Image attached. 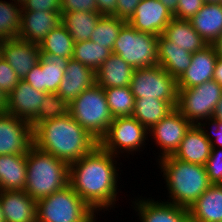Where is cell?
<instances>
[{"label": "cell", "instance_id": "b9f144b4", "mask_svg": "<svg viewBox=\"0 0 222 222\" xmlns=\"http://www.w3.org/2000/svg\"><path fill=\"white\" fill-rule=\"evenodd\" d=\"M22 11H48L61 14V0H27Z\"/></svg>", "mask_w": 222, "mask_h": 222}, {"label": "cell", "instance_id": "ab89813d", "mask_svg": "<svg viewBox=\"0 0 222 222\" xmlns=\"http://www.w3.org/2000/svg\"><path fill=\"white\" fill-rule=\"evenodd\" d=\"M204 5L203 0H179L177 10L173 14L175 19L190 20Z\"/></svg>", "mask_w": 222, "mask_h": 222}, {"label": "cell", "instance_id": "d6986e66", "mask_svg": "<svg viewBox=\"0 0 222 222\" xmlns=\"http://www.w3.org/2000/svg\"><path fill=\"white\" fill-rule=\"evenodd\" d=\"M60 24L59 12L22 11L18 38L39 45L44 37Z\"/></svg>", "mask_w": 222, "mask_h": 222}, {"label": "cell", "instance_id": "c3c4849f", "mask_svg": "<svg viewBox=\"0 0 222 222\" xmlns=\"http://www.w3.org/2000/svg\"><path fill=\"white\" fill-rule=\"evenodd\" d=\"M216 120L222 122V97L220 98L219 102L216 105L214 114L212 116Z\"/></svg>", "mask_w": 222, "mask_h": 222}, {"label": "cell", "instance_id": "ac0fdd59", "mask_svg": "<svg viewBox=\"0 0 222 222\" xmlns=\"http://www.w3.org/2000/svg\"><path fill=\"white\" fill-rule=\"evenodd\" d=\"M218 56L211 44L192 53L191 65L177 79V89L193 88L212 80Z\"/></svg>", "mask_w": 222, "mask_h": 222}, {"label": "cell", "instance_id": "f5cc1de1", "mask_svg": "<svg viewBox=\"0 0 222 222\" xmlns=\"http://www.w3.org/2000/svg\"><path fill=\"white\" fill-rule=\"evenodd\" d=\"M14 2H16L18 5H23L24 3H26L27 0H13Z\"/></svg>", "mask_w": 222, "mask_h": 222}, {"label": "cell", "instance_id": "4fadbf2b", "mask_svg": "<svg viewBox=\"0 0 222 222\" xmlns=\"http://www.w3.org/2000/svg\"><path fill=\"white\" fill-rule=\"evenodd\" d=\"M69 59L53 54H41L36 64L23 79L37 91L57 93Z\"/></svg>", "mask_w": 222, "mask_h": 222}, {"label": "cell", "instance_id": "3957f363", "mask_svg": "<svg viewBox=\"0 0 222 222\" xmlns=\"http://www.w3.org/2000/svg\"><path fill=\"white\" fill-rule=\"evenodd\" d=\"M156 161L165 177L167 202L189 209L212 185L204 165L184 162L172 155Z\"/></svg>", "mask_w": 222, "mask_h": 222}, {"label": "cell", "instance_id": "816d5d0a", "mask_svg": "<svg viewBox=\"0 0 222 222\" xmlns=\"http://www.w3.org/2000/svg\"><path fill=\"white\" fill-rule=\"evenodd\" d=\"M0 222H5L1 203H0Z\"/></svg>", "mask_w": 222, "mask_h": 222}, {"label": "cell", "instance_id": "52a82bcc", "mask_svg": "<svg viewBox=\"0 0 222 222\" xmlns=\"http://www.w3.org/2000/svg\"><path fill=\"white\" fill-rule=\"evenodd\" d=\"M158 36L140 32L126 22L118 33L112 53L134 69L158 65Z\"/></svg>", "mask_w": 222, "mask_h": 222}, {"label": "cell", "instance_id": "83f0119b", "mask_svg": "<svg viewBox=\"0 0 222 222\" xmlns=\"http://www.w3.org/2000/svg\"><path fill=\"white\" fill-rule=\"evenodd\" d=\"M162 35L190 53L200 51L208 45L195 31L189 20L173 18L164 29Z\"/></svg>", "mask_w": 222, "mask_h": 222}, {"label": "cell", "instance_id": "1f68e13d", "mask_svg": "<svg viewBox=\"0 0 222 222\" xmlns=\"http://www.w3.org/2000/svg\"><path fill=\"white\" fill-rule=\"evenodd\" d=\"M112 54L111 49L87 40L75 42L72 58L96 72Z\"/></svg>", "mask_w": 222, "mask_h": 222}, {"label": "cell", "instance_id": "484cf974", "mask_svg": "<svg viewBox=\"0 0 222 222\" xmlns=\"http://www.w3.org/2000/svg\"><path fill=\"white\" fill-rule=\"evenodd\" d=\"M189 21L205 42L212 44L222 35V5L204 3Z\"/></svg>", "mask_w": 222, "mask_h": 222}, {"label": "cell", "instance_id": "836d02e7", "mask_svg": "<svg viewBox=\"0 0 222 222\" xmlns=\"http://www.w3.org/2000/svg\"><path fill=\"white\" fill-rule=\"evenodd\" d=\"M104 91L113 118L132 116L135 97L129 86L105 88Z\"/></svg>", "mask_w": 222, "mask_h": 222}, {"label": "cell", "instance_id": "d590c367", "mask_svg": "<svg viewBox=\"0 0 222 222\" xmlns=\"http://www.w3.org/2000/svg\"><path fill=\"white\" fill-rule=\"evenodd\" d=\"M69 103L57 93H47L41 102L36 117L30 122L34 128L38 123L55 119L69 113Z\"/></svg>", "mask_w": 222, "mask_h": 222}, {"label": "cell", "instance_id": "74e56055", "mask_svg": "<svg viewBox=\"0 0 222 222\" xmlns=\"http://www.w3.org/2000/svg\"><path fill=\"white\" fill-rule=\"evenodd\" d=\"M198 125L204 132L205 137L211 142L212 148H222V122L211 117L202 120Z\"/></svg>", "mask_w": 222, "mask_h": 222}, {"label": "cell", "instance_id": "277c9868", "mask_svg": "<svg viewBox=\"0 0 222 222\" xmlns=\"http://www.w3.org/2000/svg\"><path fill=\"white\" fill-rule=\"evenodd\" d=\"M24 191L36 202L69 185V164L33 146L26 154Z\"/></svg>", "mask_w": 222, "mask_h": 222}, {"label": "cell", "instance_id": "9a60e30c", "mask_svg": "<svg viewBox=\"0 0 222 222\" xmlns=\"http://www.w3.org/2000/svg\"><path fill=\"white\" fill-rule=\"evenodd\" d=\"M136 198V199H135ZM131 205L141 222H189L188 208L167 201L135 197Z\"/></svg>", "mask_w": 222, "mask_h": 222}, {"label": "cell", "instance_id": "bcb514c9", "mask_svg": "<svg viewBox=\"0 0 222 222\" xmlns=\"http://www.w3.org/2000/svg\"><path fill=\"white\" fill-rule=\"evenodd\" d=\"M172 14L177 10L179 0H159Z\"/></svg>", "mask_w": 222, "mask_h": 222}, {"label": "cell", "instance_id": "681fc988", "mask_svg": "<svg viewBox=\"0 0 222 222\" xmlns=\"http://www.w3.org/2000/svg\"><path fill=\"white\" fill-rule=\"evenodd\" d=\"M7 107V95L0 89V112H4Z\"/></svg>", "mask_w": 222, "mask_h": 222}, {"label": "cell", "instance_id": "8d00e7d4", "mask_svg": "<svg viewBox=\"0 0 222 222\" xmlns=\"http://www.w3.org/2000/svg\"><path fill=\"white\" fill-rule=\"evenodd\" d=\"M205 170L211 184H222V148H212L205 163Z\"/></svg>", "mask_w": 222, "mask_h": 222}, {"label": "cell", "instance_id": "f1b7e54d", "mask_svg": "<svg viewBox=\"0 0 222 222\" xmlns=\"http://www.w3.org/2000/svg\"><path fill=\"white\" fill-rule=\"evenodd\" d=\"M174 109L169 102L161 99L135 98L132 117L150 130Z\"/></svg>", "mask_w": 222, "mask_h": 222}, {"label": "cell", "instance_id": "7a4b0ae2", "mask_svg": "<svg viewBox=\"0 0 222 222\" xmlns=\"http://www.w3.org/2000/svg\"><path fill=\"white\" fill-rule=\"evenodd\" d=\"M34 146L71 164L90 153L98 144L70 115L46 120L33 128Z\"/></svg>", "mask_w": 222, "mask_h": 222}, {"label": "cell", "instance_id": "44dd1931", "mask_svg": "<svg viewBox=\"0 0 222 222\" xmlns=\"http://www.w3.org/2000/svg\"><path fill=\"white\" fill-rule=\"evenodd\" d=\"M5 222H37V202L25 191H0Z\"/></svg>", "mask_w": 222, "mask_h": 222}, {"label": "cell", "instance_id": "ee69618b", "mask_svg": "<svg viewBox=\"0 0 222 222\" xmlns=\"http://www.w3.org/2000/svg\"><path fill=\"white\" fill-rule=\"evenodd\" d=\"M98 13L101 15H113L116 9L117 0H95Z\"/></svg>", "mask_w": 222, "mask_h": 222}, {"label": "cell", "instance_id": "5bb4252c", "mask_svg": "<svg viewBox=\"0 0 222 222\" xmlns=\"http://www.w3.org/2000/svg\"><path fill=\"white\" fill-rule=\"evenodd\" d=\"M173 18L159 0H141L128 23L140 32L159 36Z\"/></svg>", "mask_w": 222, "mask_h": 222}, {"label": "cell", "instance_id": "5b68a950", "mask_svg": "<svg viewBox=\"0 0 222 222\" xmlns=\"http://www.w3.org/2000/svg\"><path fill=\"white\" fill-rule=\"evenodd\" d=\"M72 118L96 140L107 133L113 121L104 89L95 83L69 104Z\"/></svg>", "mask_w": 222, "mask_h": 222}, {"label": "cell", "instance_id": "cb8c5ba5", "mask_svg": "<svg viewBox=\"0 0 222 222\" xmlns=\"http://www.w3.org/2000/svg\"><path fill=\"white\" fill-rule=\"evenodd\" d=\"M158 65L176 80L191 65L192 53L183 50L166 39L162 34L158 36Z\"/></svg>", "mask_w": 222, "mask_h": 222}, {"label": "cell", "instance_id": "7dc6e473", "mask_svg": "<svg viewBox=\"0 0 222 222\" xmlns=\"http://www.w3.org/2000/svg\"><path fill=\"white\" fill-rule=\"evenodd\" d=\"M211 45L215 49L216 55L219 58H222V35L218 39H216Z\"/></svg>", "mask_w": 222, "mask_h": 222}, {"label": "cell", "instance_id": "d4e9b609", "mask_svg": "<svg viewBox=\"0 0 222 222\" xmlns=\"http://www.w3.org/2000/svg\"><path fill=\"white\" fill-rule=\"evenodd\" d=\"M134 68L118 55H110L95 72L96 83L103 89L131 85Z\"/></svg>", "mask_w": 222, "mask_h": 222}, {"label": "cell", "instance_id": "f907efd6", "mask_svg": "<svg viewBox=\"0 0 222 222\" xmlns=\"http://www.w3.org/2000/svg\"><path fill=\"white\" fill-rule=\"evenodd\" d=\"M204 3H209V4H220L222 5V0H203Z\"/></svg>", "mask_w": 222, "mask_h": 222}, {"label": "cell", "instance_id": "9c48e42d", "mask_svg": "<svg viewBox=\"0 0 222 222\" xmlns=\"http://www.w3.org/2000/svg\"><path fill=\"white\" fill-rule=\"evenodd\" d=\"M222 97V86L214 79L193 88L178 89L176 109L192 124L211 118Z\"/></svg>", "mask_w": 222, "mask_h": 222}, {"label": "cell", "instance_id": "f6af8a7d", "mask_svg": "<svg viewBox=\"0 0 222 222\" xmlns=\"http://www.w3.org/2000/svg\"><path fill=\"white\" fill-rule=\"evenodd\" d=\"M213 79L222 86V58L218 57L216 61Z\"/></svg>", "mask_w": 222, "mask_h": 222}, {"label": "cell", "instance_id": "e0dca14e", "mask_svg": "<svg viewBox=\"0 0 222 222\" xmlns=\"http://www.w3.org/2000/svg\"><path fill=\"white\" fill-rule=\"evenodd\" d=\"M46 94L43 91H37L26 81L20 80L7 96L5 112L30 123L36 117Z\"/></svg>", "mask_w": 222, "mask_h": 222}, {"label": "cell", "instance_id": "30bf717a", "mask_svg": "<svg viewBox=\"0 0 222 222\" xmlns=\"http://www.w3.org/2000/svg\"><path fill=\"white\" fill-rule=\"evenodd\" d=\"M130 88L135 98H156L177 106V80L160 65L135 69Z\"/></svg>", "mask_w": 222, "mask_h": 222}, {"label": "cell", "instance_id": "e575fe53", "mask_svg": "<svg viewBox=\"0 0 222 222\" xmlns=\"http://www.w3.org/2000/svg\"><path fill=\"white\" fill-rule=\"evenodd\" d=\"M22 6L13 0H0V39L18 38L21 27Z\"/></svg>", "mask_w": 222, "mask_h": 222}, {"label": "cell", "instance_id": "d6a6232c", "mask_svg": "<svg viewBox=\"0 0 222 222\" xmlns=\"http://www.w3.org/2000/svg\"><path fill=\"white\" fill-rule=\"evenodd\" d=\"M125 23V20L113 15H101L91 34L90 41L101 47L113 50L114 42L117 40L118 33Z\"/></svg>", "mask_w": 222, "mask_h": 222}, {"label": "cell", "instance_id": "4316f807", "mask_svg": "<svg viewBox=\"0 0 222 222\" xmlns=\"http://www.w3.org/2000/svg\"><path fill=\"white\" fill-rule=\"evenodd\" d=\"M26 154L0 155V191H24Z\"/></svg>", "mask_w": 222, "mask_h": 222}, {"label": "cell", "instance_id": "8fae6325", "mask_svg": "<svg viewBox=\"0 0 222 222\" xmlns=\"http://www.w3.org/2000/svg\"><path fill=\"white\" fill-rule=\"evenodd\" d=\"M33 146L31 124L5 111L0 112V155L27 154Z\"/></svg>", "mask_w": 222, "mask_h": 222}, {"label": "cell", "instance_id": "7c38bea8", "mask_svg": "<svg viewBox=\"0 0 222 222\" xmlns=\"http://www.w3.org/2000/svg\"><path fill=\"white\" fill-rule=\"evenodd\" d=\"M191 125L192 123L175 108L148 130L149 137L152 136L151 139H154V143L159 147L157 160L176 152Z\"/></svg>", "mask_w": 222, "mask_h": 222}, {"label": "cell", "instance_id": "7402d4cb", "mask_svg": "<svg viewBox=\"0 0 222 222\" xmlns=\"http://www.w3.org/2000/svg\"><path fill=\"white\" fill-rule=\"evenodd\" d=\"M211 150V142L205 137L202 129L199 125L192 124L172 156L184 162L205 165Z\"/></svg>", "mask_w": 222, "mask_h": 222}, {"label": "cell", "instance_id": "4dcf8cb0", "mask_svg": "<svg viewBox=\"0 0 222 222\" xmlns=\"http://www.w3.org/2000/svg\"><path fill=\"white\" fill-rule=\"evenodd\" d=\"M74 44L70 33L60 24L44 37L39 48L41 54H53L72 59Z\"/></svg>", "mask_w": 222, "mask_h": 222}, {"label": "cell", "instance_id": "f546056e", "mask_svg": "<svg viewBox=\"0 0 222 222\" xmlns=\"http://www.w3.org/2000/svg\"><path fill=\"white\" fill-rule=\"evenodd\" d=\"M100 16L98 12L73 11L61 14V24L74 42L87 41L90 40Z\"/></svg>", "mask_w": 222, "mask_h": 222}, {"label": "cell", "instance_id": "f35d334b", "mask_svg": "<svg viewBox=\"0 0 222 222\" xmlns=\"http://www.w3.org/2000/svg\"><path fill=\"white\" fill-rule=\"evenodd\" d=\"M20 81L16 72L10 67L6 60L0 58V89L7 96L13 91Z\"/></svg>", "mask_w": 222, "mask_h": 222}, {"label": "cell", "instance_id": "ba28073f", "mask_svg": "<svg viewBox=\"0 0 222 222\" xmlns=\"http://www.w3.org/2000/svg\"><path fill=\"white\" fill-rule=\"evenodd\" d=\"M148 137V130L134 117H117L100 139L99 145L119 158L124 153L132 155L134 152H142V147H146L145 141H149Z\"/></svg>", "mask_w": 222, "mask_h": 222}, {"label": "cell", "instance_id": "db71d44e", "mask_svg": "<svg viewBox=\"0 0 222 222\" xmlns=\"http://www.w3.org/2000/svg\"><path fill=\"white\" fill-rule=\"evenodd\" d=\"M4 40L0 39V58L2 57V46H3Z\"/></svg>", "mask_w": 222, "mask_h": 222}, {"label": "cell", "instance_id": "7bdbcfd3", "mask_svg": "<svg viewBox=\"0 0 222 222\" xmlns=\"http://www.w3.org/2000/svg\"><path fill=\"white\" fill-rule=\"evenodd\" d=\"M140 1L141 0H117L113 16L128 22L135 13L136 7Z\"/></svg>", "mask_w": 222, "mask_h": 222}, {"label": "cell", "instance_id": "ffe728a7", "mask_svg": "<svg viewBox=\"0 0 222 222\" xmlns=\"http://www.w3.org/2000/svg\"><path fill=\"white\" fill-rule=\"evenodd\" d=\"M95 83V72L72 58L67 62L57 94L70 104L85 89H88Z\"/></svg>", "mask_w": 222, "mask_h": 222}, {"label": "cell", "instance_id": "2e32d148", "mask_svg": "<svg viewBox=\"0 0 222 222\" xmlns=\"http://www.w3.org/2000/svg\"><path fill=\"white\" fill-rule=\"evenodd\" d=\"M40 55L38 44L20 38L4 40L2 46V57L20 80H23L28 72L39 63Z\"/></svg>", "mask_w": 222, "mask_h": 222}, {"label": "cell", "instance_id": "6da1fadb", "mask_svg": "<svg viewBox=\"0 0 222 222\" xmlns=\"http://www.w3.org/2000/svg\"><path fill=\"white\" fill-rule=\"evenodd\" d=\"M117 157L98 144L69 165V185L96 214L102 210L104 213L111 208L114 210L119 200Z\"/></svg>", "mask_w": 222, "mask_h": 222}, {"label": "cell", "instance_id": "8992f818", "mask_svg": "<svg viewBox=\"0 0 222 222\" xmlns=\"http://www.w3.org/2000/svg\"><path fill=\"white\" fill-rule=\"evenodd\" d=\"M37 222H97L96 213L67 185L37 201Z\"/></svg>", "mask_w": 222, "mask_h": 222}, {"label": "cell", "instance_id": "603a6c76", "mask_svg": "<svg viewBox=\"0 0 222 222\" xmlns=\"http://www.w3.org/2000/svg\"><path fill=\"white\" fill-rule=\"evenodd\" d=\"M188 211L189 222H222V184H212Z\"/></svg>", "mask_w": 222, "mask_h": 222}, {"label": "cell", "instance_id": "60d3db41", "mask_svg": "<svg viewBox=\"0 0 222 222\" xmlns=\"http://www.w3.org/2000/svg\"><path fill=\"white\" fill-rule=\"evenodd\" d=\"M73 11L98 12L95 0H61V14Z\"/></svg>", "mask_w": 222, "mask_h": 222}]
</instances>
